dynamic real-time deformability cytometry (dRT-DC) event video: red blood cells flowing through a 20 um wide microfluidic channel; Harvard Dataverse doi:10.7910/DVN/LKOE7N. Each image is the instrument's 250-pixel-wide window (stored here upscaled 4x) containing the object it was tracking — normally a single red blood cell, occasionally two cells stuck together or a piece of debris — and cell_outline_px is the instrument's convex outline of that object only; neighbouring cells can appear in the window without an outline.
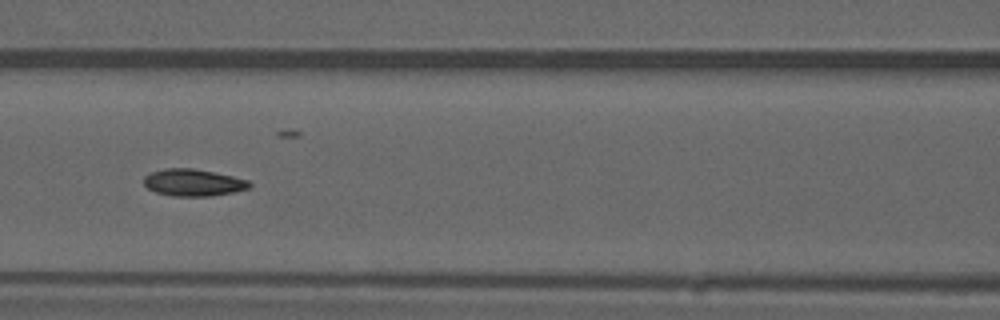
{"species": "common noctule bat (a hibernating species)", "species_latin": "Nyctalus noctula", "temperature_condition": "warm", "stored_images_in_passage": 46, "camera_frame_rate_fps": 3000, "um_per_image_px": 0.085, "animal": {"sex": "male", "forearm_length_mm": 52.5}, "frame": {"image": 1, "passage_image": 20, "time_ms": 6.333, "image_size_px": [1000, 320], "cell_outline_px": [[252, 184], [248, 188], [232, 192], [212, 196], [172, 196], [156, 192], [148, 188], [144, 184], [144, 176], [152, 172], [164, 168], [192, 168], [232, 176], [248, 180]], "centroid_in_image_um": [16.4, 15.52], "position_along_channel_um": 150.2, "area_um2": 16.47}, "authors_computed_cell_mechanics": {"area_um2": 16.2996, "velocity_mm_per_s": 3.9143, "shape_relaxation_time_tau1_ms": 11.0568, "shape_relaxation_time_tau2_ms": 2.6837, "deformation_change_tau1": 0.2292, "deformation_change_tau2": 0.0636}}